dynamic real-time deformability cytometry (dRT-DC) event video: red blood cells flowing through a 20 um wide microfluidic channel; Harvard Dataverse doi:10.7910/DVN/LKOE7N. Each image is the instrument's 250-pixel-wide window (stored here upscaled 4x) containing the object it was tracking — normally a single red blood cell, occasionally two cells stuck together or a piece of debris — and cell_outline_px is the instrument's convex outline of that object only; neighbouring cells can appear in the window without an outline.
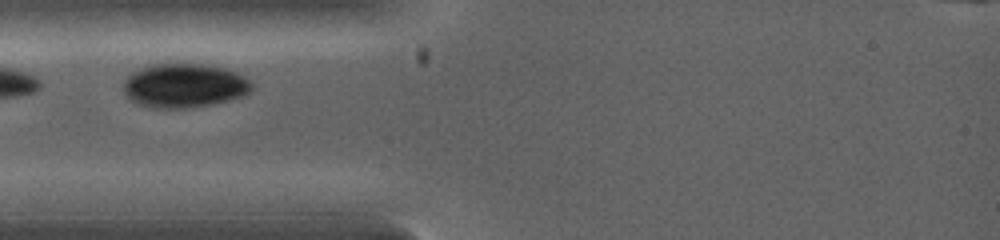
{"species": "common noctule bat (a hibernating species)", "species_latin": "Nyctalus noctula", "temperature_condition": "warm", "stored_images_in_passage": 3, "camera_frame_rate_fps": 5000, "um_per_image_px": 0.085, "animal": {"sex": "female", "body_mass_g": 19.0, "forearm_length_mm": 53.3}, "frame": {"image": 1, "passage_image": 2, "time_ms": 0.6, "image_size_px": [1000, 240], "cell_outline_px": [[252, 88], [248, 92], [240, 96], [228, 100], [212, 104], [184, 108], [148, 108], [136, 104], [124, 92], [124, 80], [132, 72], [140, 68], [152, 64], [200, 64], [224, 68], [236, 72], [248, 80], [252, 84]], "centroid_in_image_um": [15.62, 7.28], "position_along_channel_um": 69.4, "area_um2": 32.71}}